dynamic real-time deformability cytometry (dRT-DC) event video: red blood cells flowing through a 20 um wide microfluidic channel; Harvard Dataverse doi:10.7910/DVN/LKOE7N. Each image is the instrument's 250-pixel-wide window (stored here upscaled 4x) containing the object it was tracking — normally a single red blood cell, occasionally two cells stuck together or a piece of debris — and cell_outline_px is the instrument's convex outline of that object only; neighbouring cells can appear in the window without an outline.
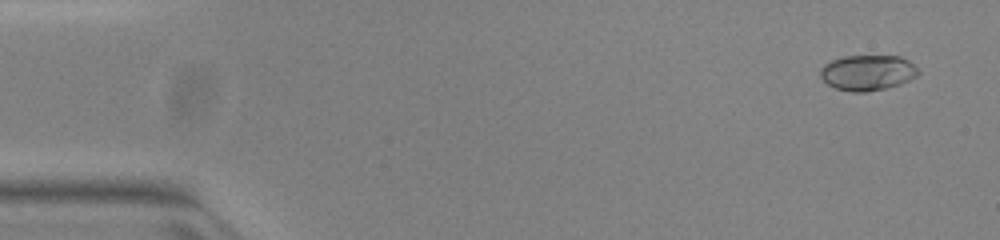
{"species": "common noctule bat (a hibernating species)", "species_latin": "Nyctalus noctula", "temperature_condition": "warm", "stored_images_in_passage": 48, "camera_frame_rate_fps": 3000, "um_per_image_px": 0.085, "animal": {"sex": "female", "body_mass_g": 23.0, "forearm_length_mm": 53.4}, "frame": {"image": 1, "passage_image": 1, "time_ms": 0.0, "image_size_px": [1000, 240], "cell_outline_px": [[920, 72], [916, 76], [900, 84], [884, 88], [864, 92], [852, 92], [836, 88], [828, 84], [820, 76], [820, 68], [824, 64], [832, 60], [844, 56], [900, 56], [908, 60]], "centroid_in_image_um": [73.72, 6.17], "position_along_channel_um": 11.3, "area_um2": 20.06}}
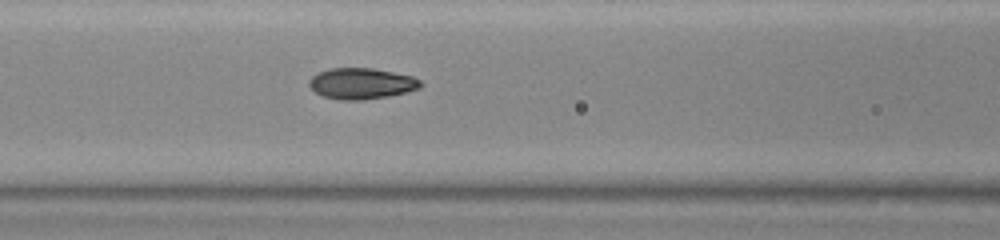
{"frame": {"image": 2, "passage_image": 20, "time_ms": 6.333, "image_size_px": [1000, 240], "cell_outline_px": [[424, 84], [420, 88], [388, 96], [360, 100], [340, 100], [324, 96], [316, 92], [308, 84], [308, 80], [312, 76], [320, 72], [332, 68], [372, 68], [412, 76], [420, 80]], "centroid_in_image_um": [30.73, 7.1], "position_along_channel_um": 135.9, "area_um2": 19.94}}
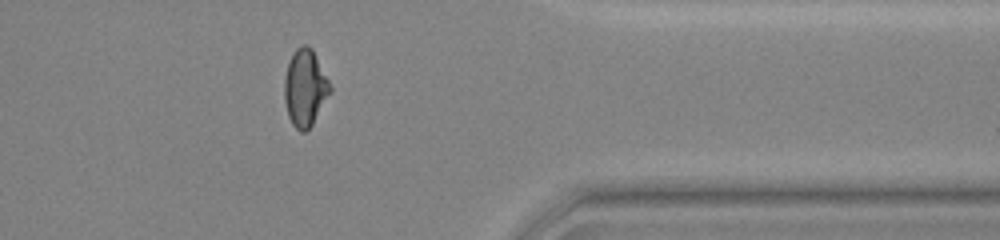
{"frame": {"image": 3, "passage_image": 40, "time_ms": 13.0, "image_size_px": [1000, 240], "cell_outline_px": [[332, 92], [312, 124], [304, 132], [300, 132], [292, 124], [288, 116], [284, 100], [284, 80], [288, 64], [296, 48], [304, 44], [308, 44], [312, 48], [332, 88]], "centroid_in_image_um": [25.93, 7.48], "position_along_channel_um": 385.5, "area_um2": 20.4}, "authors_computed_cell_mechanics": {"area_um2": 19.9699, "velocity_mm_per_s": 3.9858, "shape_relaxation_time_tau1_ms": 6.0043, "shape_relaxation_time_tau2_ms": null, "deformation_change_tau1": 0.2223, "deformation_change_tau2": null}}